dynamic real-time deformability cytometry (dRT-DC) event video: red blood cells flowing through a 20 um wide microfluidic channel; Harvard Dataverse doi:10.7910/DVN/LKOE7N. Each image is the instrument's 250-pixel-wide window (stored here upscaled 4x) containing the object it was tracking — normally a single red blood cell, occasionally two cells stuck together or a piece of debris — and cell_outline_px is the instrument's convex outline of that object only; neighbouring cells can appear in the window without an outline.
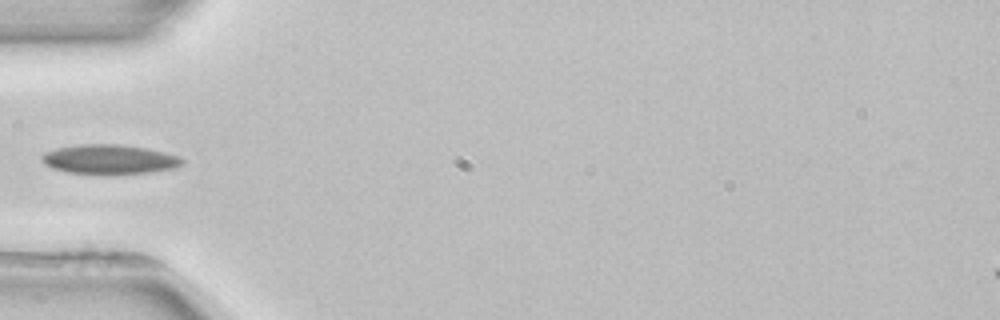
{"species": "common noctule bat (a hibernating species)", "species_latin": "Nyctalus noctula", "temperature_condition": "room temperature", "stored_images_in_passage": 3, "camera_frame_rate_fps": 3000, "um_per_image_px": 0.085, "animal": {"sex": "female", "body_mass_g": 22.7, "forearm_length_mm": 54.2}, "frame": {"image": 1, "passage_image": 3, "time_ms": 4.0, "image_size_px": [1000, 320], "cell_outline_px": [[184, 164], [176, 168], [148, 172], [108, 176], [68, 172], [52, 168], [44, 164], [40, 160], [40, 156], [44, 152], [60, 148], [80, 144], [116, 144], [144, 148], [164, 152], [180, 156], [184, 160]], "centroid_in_image_um": [9.3, 13.57], "position_along_channel_um": 75.7, "area_um2": 24.57}}